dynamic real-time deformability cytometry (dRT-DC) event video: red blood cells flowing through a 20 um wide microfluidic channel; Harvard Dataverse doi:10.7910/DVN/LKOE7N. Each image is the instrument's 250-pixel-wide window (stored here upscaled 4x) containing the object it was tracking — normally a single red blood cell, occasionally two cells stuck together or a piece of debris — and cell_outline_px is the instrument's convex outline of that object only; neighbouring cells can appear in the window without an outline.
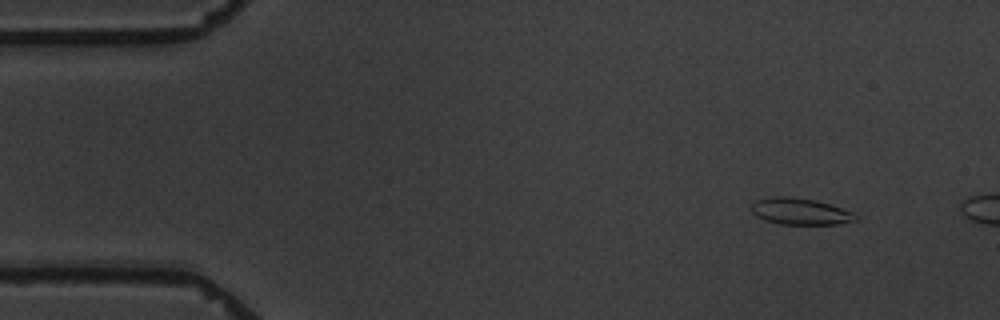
{"species": "common noctule bat (a hibernating species)", "species_latin": "Nyctalus noctula", "temperature_condition": "warm", "stored_images_in_passage": 3, "camera_frame_rate_fps": 3000, "um_per_image_px": 0.085, "animal": {"sex": "male", "body_mass_g": 19.5, "forearm_length_mm": 54.6}, "frame": {"image": 1, "passage_image": 2, "time_ms": 1.0, "image_size_px": [1000, 320], "cell_outline_px": [[860, 216], [856, 220], [840, 224], [780, 224], [764, 220], [756, 216], [752, 212], [752, 204], [756, 200], [772, 196], [788, 196], [816, 200], [852, 212]], "centroid_in_image_um": [68.01, 17.97], "position_along_channel_um": 17.0, "area_um2": 16.13}}